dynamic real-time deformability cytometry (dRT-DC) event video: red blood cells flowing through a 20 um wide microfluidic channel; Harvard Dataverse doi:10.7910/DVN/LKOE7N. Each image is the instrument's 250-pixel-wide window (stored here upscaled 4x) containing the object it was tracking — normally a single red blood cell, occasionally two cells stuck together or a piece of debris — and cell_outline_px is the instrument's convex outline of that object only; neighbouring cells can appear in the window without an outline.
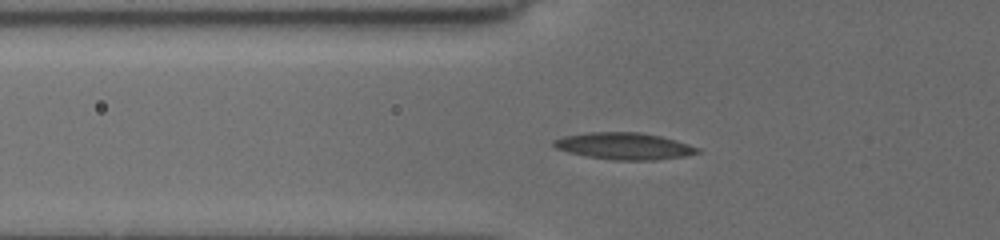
{"species": "common noctule bat (a hibernating species)", "species_latin": "Nyctalus noctula", "temperature_condition": "cold", "stored_images_in_passage": 9, "camera_frame_rate_fps": 3000, "um_per_image_px": 0.085, "animal": {"sex": "female", "body_mass_g": 19.5, "forearm_length_mm": 54.1}, "frame": {"image": 1, "passage_image": 8, "time_ms": 5.333, "image_size_px": [1000, 240], "cell_outline_px": [[700, 152], [688, 156], [656, 160], [612, 160], [588, 156], [568, 152], [556, 148], [552, 144], [552, 140], [564, 136], [588, 132], [640, 132], [660, 136], [688, 144], [700, 148]], "centroid_in_image_um": [53.06, 12.42], "position_along_channel_um": 72.7, "area_um2": 22.48}}